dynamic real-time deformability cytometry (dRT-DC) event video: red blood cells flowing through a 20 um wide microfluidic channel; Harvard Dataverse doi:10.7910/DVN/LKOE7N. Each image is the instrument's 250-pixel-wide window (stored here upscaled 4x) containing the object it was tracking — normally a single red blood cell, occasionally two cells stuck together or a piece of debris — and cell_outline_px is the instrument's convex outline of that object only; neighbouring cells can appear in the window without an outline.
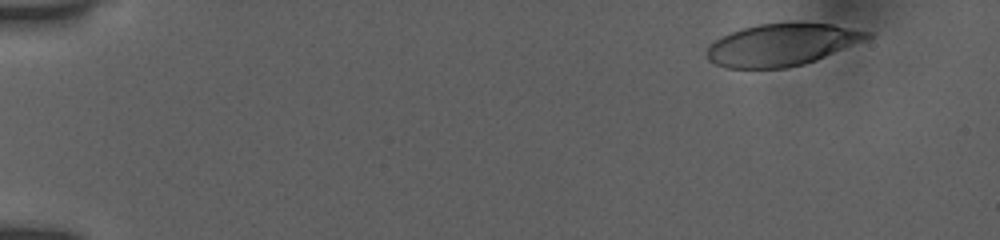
{"species": "human", "species_latin": "Homo sapiens", "temperature_condition": "room temperature", "stored_images_in_passage": 6, "camera_frame_rate_fps": 3000, "um_per_image_px": 0.085, "donor": {"sex": "female"}, "frame": {"image": 1, "passage_image": 1, "time_ms": 0.0, "image_size_px": [1000, 240], "cell_outline_px": [[872, 36], [864, 40], [816, 60], [804, 64], [788, 68], [728, 68], [716, 64], [708, 60], [708, 48], [716, 40], [740, 28], [760, 24], [832, 24], [872, 32]], "centroid_in_image_um": [66.46, 3.82], "position_along_channel_um": 18.5, "area_um2": 38.55}}
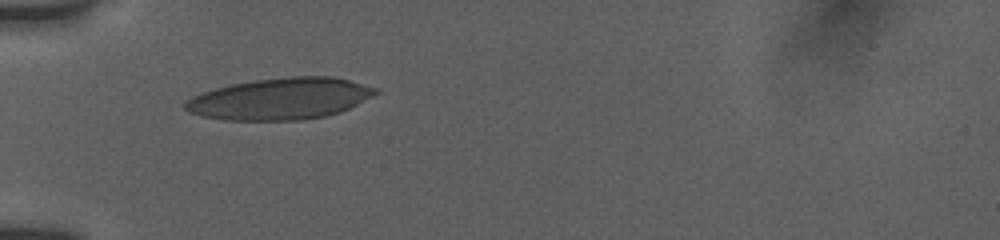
{"frame": {"image": 2, "passage_image": 5, "time_ms": 4.333, "image_size_px": [1000, 240], "cell_outline_px": [[380, 92], [340, 112], [324, 116], [300, 120], [228, 120], [204, 116], [188, 112], [184, 108], [184, 104], [192, 96], [216, 88], [232, 84], [252, 80], [288, 76], [332, 76], [380, 88]], "centroid_in_image_um": [23.84, 8.38], "position_along_channel_um": 61.2, "area_um2": 45.95}}
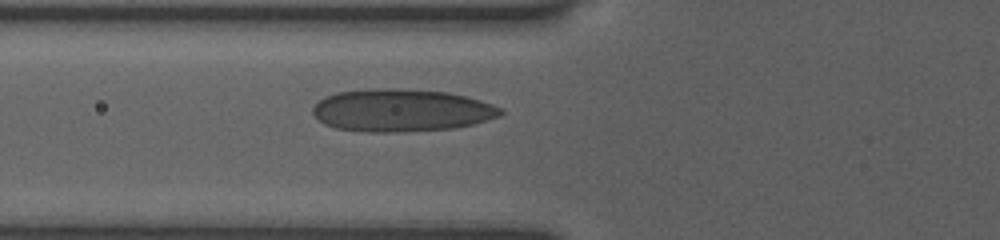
{"frame": {"image": 3, "passage_image": 6, "time_ms": 5.333, "image_size_px": [1000, 240], "cell_outline_px": [[504, 112], [500, 116], [472, 124], [452, 128], [404, 132], [364, 132], [336, 128], [324, 124], [312, 112], [312, 108], [324, 96], [336, 92], [368, 88], [396, 88], [448, 92], [464, 96], [492, 104], [500, 108]], "centroid_in_image_um": [34.08, 9.37], "position_along_channel_um": 91.7, "area_um2": 46.64}}